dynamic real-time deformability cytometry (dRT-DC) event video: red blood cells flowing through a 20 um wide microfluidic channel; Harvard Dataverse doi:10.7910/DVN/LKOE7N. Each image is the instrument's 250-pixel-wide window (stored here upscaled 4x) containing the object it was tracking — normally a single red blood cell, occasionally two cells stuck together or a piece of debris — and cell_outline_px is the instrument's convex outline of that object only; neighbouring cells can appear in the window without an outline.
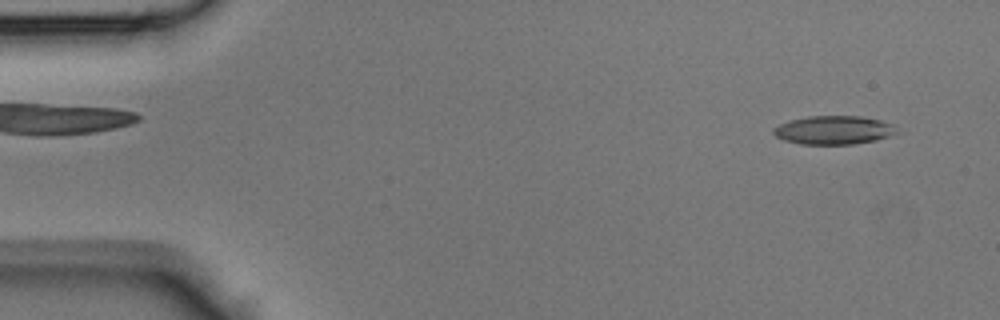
{"species": "Egyptian fruit bat (a non-hibernating species)", "species_latin": "Rousettus aegyptiacus", "temperature_condition": "room temperature", "stored_images_in_passage": 42, "camera_frame_rate_fps": 3000, "um_per_image_px": 0.085, "animal": {"sex": "male"}, "frame": {"image": 1, "passage_image": 2, "time_ms": 0.333, "image_size_px": [1000, 320], "cell_outline_px": [[896, 132], [888, 136], [876, 140], [852, 144], [800, 144], [784, 140], [776, 136], [772, 132], [772, 128], [788, 120], [808, 116], [860, 116], [880, 120], [896, 124]], "centroid_in_image_um": [70.84, 11.05], "position_along_channel_um": 14.2, "area_um2": 20.58}}
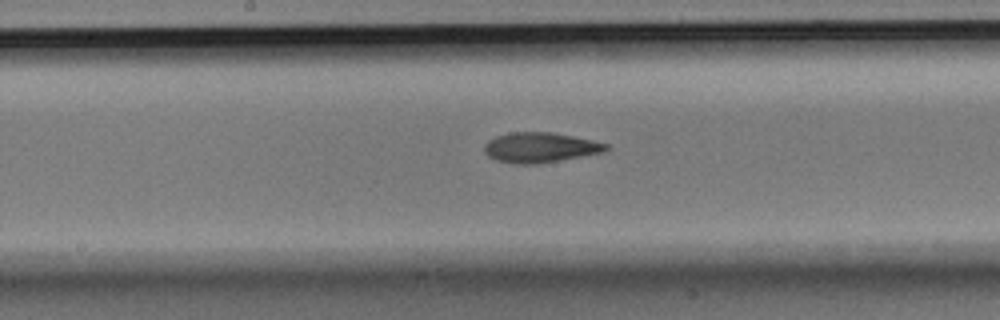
{"frame": {"image": 2, "passage_image": 21, "time_ms": 6.667, "image_size_px": [1000, 320], "cell_outline_px": [[608, 148], [604, 152], [536, 164], [512, 164], [496, 160], [488, 156], [484, 152], [484, 144], [488, 140], [496, 136], [512, 132], [552, 132], [592, 140], [608, 144]], "centroid_in_image_um": [45.87, 12.54], "position_along_channel_um": 202.3, "area_um2": 21.27}}
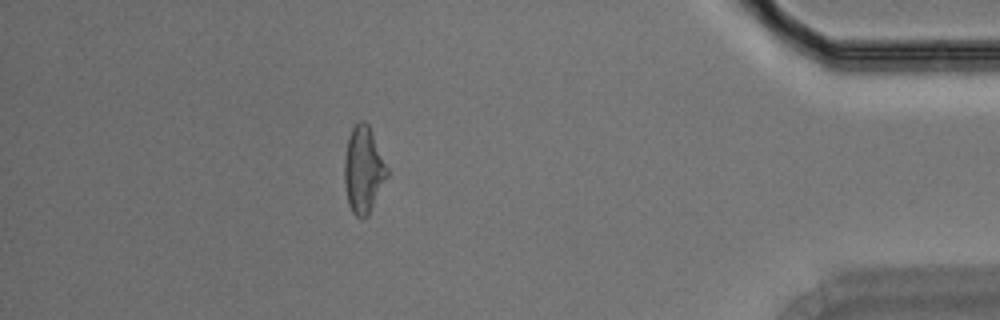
{"frame": {"image": 3, "passage_image": 37, "time_ms": 12.0, "image_size_px": [1000, 320], "cell_outline_px": [[388, 176], [368, 216], [364, 220], [356, 216], [352, 212], [348, 204], [344, 184], [344, 160], [348, 136], [352, 128], [360, 120], [364, 120], [368, 124], [388, 168]], "centroid_in_image_um": [30.88, 14.46], "position_along_channel_um": 404.3, "area_um2": 21.68}}